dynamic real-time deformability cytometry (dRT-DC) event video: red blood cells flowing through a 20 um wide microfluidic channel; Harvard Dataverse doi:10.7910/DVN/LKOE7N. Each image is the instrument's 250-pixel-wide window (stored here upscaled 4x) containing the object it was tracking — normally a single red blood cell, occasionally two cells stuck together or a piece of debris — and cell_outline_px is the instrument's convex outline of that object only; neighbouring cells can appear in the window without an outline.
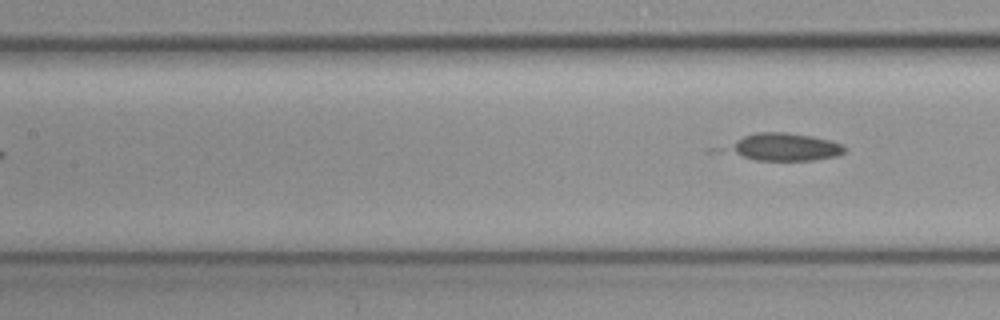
{"species": "common noctule bat (a hibernating species)", "species_latin": "Nyctalus noctula", "temperature_condition": "cold", "stored_images_in_passage": 9, "segment_of_instrument_passage": [2, 2], "camera_frame_rate_fps": 3000, "um_per_image_px": 0.085, "animal": {"sex": "female", "body_mass_g": 19.3, "forearm_length_mm": 54.1}, "frame": {"image": 1, "passage_image": 9, "time_ms": 2.667, "image_size_px": [1000, 320], "cell_outline_px": [[848, 148], [844, 152], [836, 156], [812, 160], [756, 160], [744, 156], [728, 148], [736, 140], [744, 136], [756, 132], [788, 132], [812, 136], [828, 140], [840, 144]], "centroid_in_image_um": [66.78, 12.48], "position_along_channel_um": 140.6, "area_um2": 18.26}}